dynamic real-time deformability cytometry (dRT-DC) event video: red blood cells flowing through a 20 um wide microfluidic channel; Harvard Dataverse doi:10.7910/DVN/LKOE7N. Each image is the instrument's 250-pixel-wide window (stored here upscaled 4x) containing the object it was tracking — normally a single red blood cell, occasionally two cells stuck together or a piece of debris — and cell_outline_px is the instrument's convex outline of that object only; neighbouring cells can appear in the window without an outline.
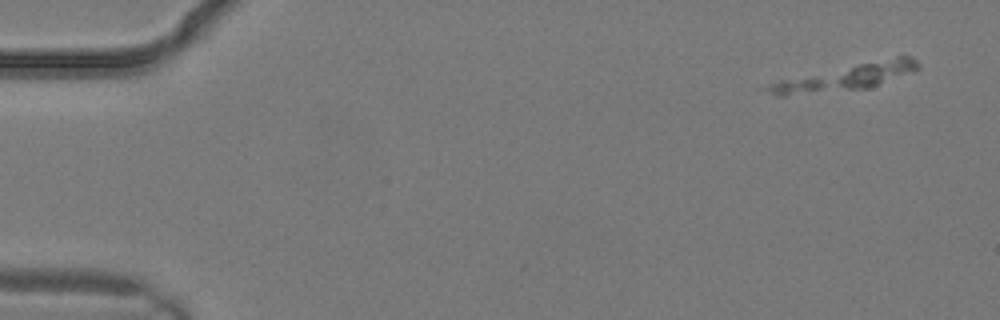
{"species": "common noctule bat (a hibernating species)", "species_latin": "Nyctalus noctula", "temperature_condition": "warm", "stored_images_in_passage": 2, "camera_frame_rate_fps": 3000, "um_per_image_px": 0.085, "animal": {"sex": "male", "body_mass_g": 19.2, "forearm_length_mm": 51.8}, "frame": {"image": 1, "passage_image": 1, "time_ms": 0.0, "image_size_px": [1000, 320], "cell_outline_px": [[920, 68], [876, 84], [864, 88], [784, 96], [776, 96], [764, 88], [780, 80], [896, 56], [912, 56], [920, 64]], "centroid_in_image_um": [71.89, 6.56], "position_along_channel_um": 13.1, "area_um2": 21.68}}